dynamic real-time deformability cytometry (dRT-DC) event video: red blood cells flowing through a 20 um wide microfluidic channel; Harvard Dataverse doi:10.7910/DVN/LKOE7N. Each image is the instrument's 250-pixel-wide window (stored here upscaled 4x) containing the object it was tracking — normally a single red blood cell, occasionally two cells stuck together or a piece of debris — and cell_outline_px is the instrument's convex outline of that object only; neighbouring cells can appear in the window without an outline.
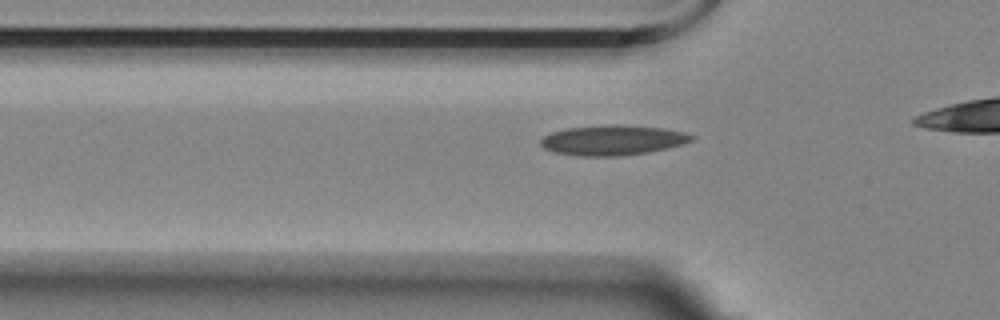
{"species": "Egyptian fruit bat (a non-hibernating species)", "species_latin": "Rousettus aegyptiacus", "temperature_condition": "room temperature", "stored_images_in_passage": 31, "camera_frame_rate_fps": 3000, "um_per_image_px": 0.085, "animal": {"sex": "female"}, "frame": {"image": 1, "passage_image": 3, "time_ms": 0.667, "image_size_px": [1000, 320], "cell_outline_px": [[696, 136], [692, 140], [684, 144], [668, 148], [648, 152], [620, 156], [576, 156], [556, 152], [544, 148], [540, 144], [540, 140], [544, 136], [552, 132], [568, 128], [608, 124], [620, 124], [664, 128], [684, 132]], "centroid_in_image_um": [52.1, 11.91], "position_along_channel_um": 73.7, "area_um2": 26.59}}
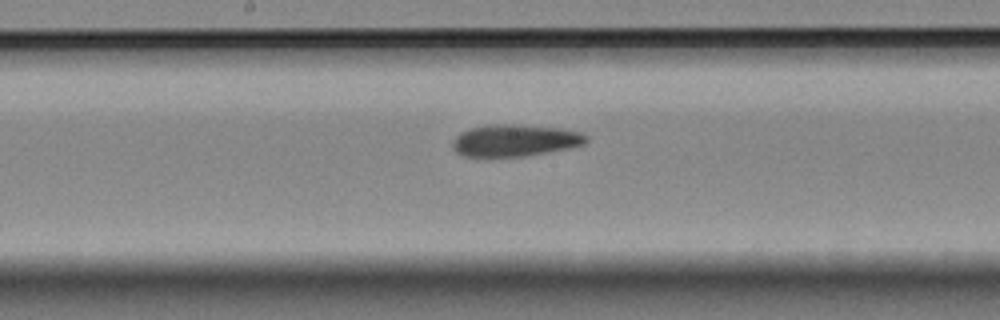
{"frame": {"image": 2, "passage_image": 14, "time_ms": 4.333, "image_size_px": [1000, 320], "cell_outline_px": [[588, 140], [584, 144], [568, 148], [524, 156], [464, 156], [456, 152], [452, 144], [456, 136], [460, 132], [472, 128], [496, 124], [516, 124], [556, 128], [580, 132], [588, 136]], "centroid_in_image_um": [43.77, 11.93], "position_along_channel_um": 204.4, "area_um2": 24.45}}
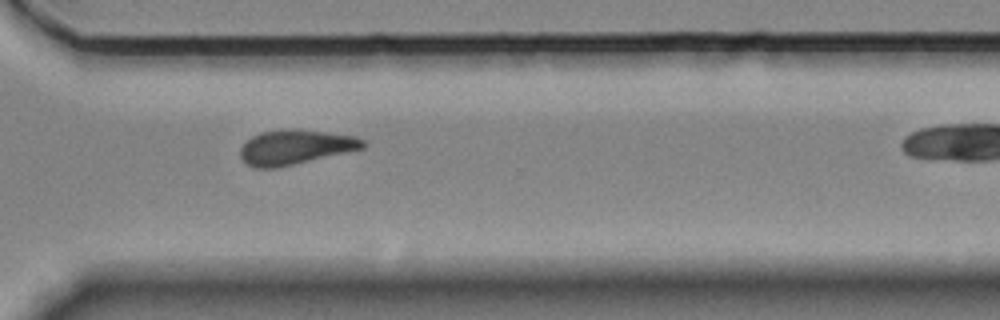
{"frame": {"image": 3, "passage_image": 26, "time_ms": 8.333, "image_size_px": [1000, 320], "cell_outline_px": [[364, 148], [276, 168], [256, 168], [248, 164], [240, 156], [240, 148], [252, 136], [260, 132], [324, 132], [356, 136], [364, 140]], "centroid_in_image_um": [25.09, 12.55], "position_along_channel_um": 345.5, "area_um2": 23.52}}